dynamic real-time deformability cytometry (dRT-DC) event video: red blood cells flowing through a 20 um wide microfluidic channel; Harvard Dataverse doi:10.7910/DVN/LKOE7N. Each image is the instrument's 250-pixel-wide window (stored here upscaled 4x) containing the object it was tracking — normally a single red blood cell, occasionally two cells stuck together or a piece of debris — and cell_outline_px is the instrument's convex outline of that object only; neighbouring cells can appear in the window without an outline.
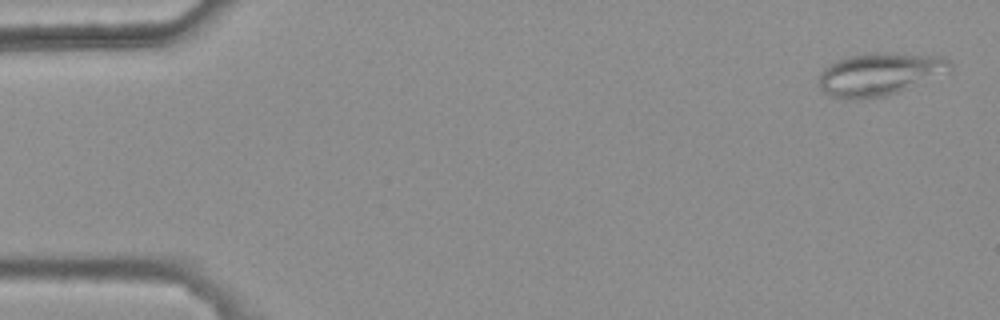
{"species": "common noctule bat (a hibernating species)", "species_latin": "Nyctalus noctula", "temperature_condition": "warm", "stored_images_in_passage": 10, "camera_frame_rate_fps": 3000, "um_per_image_px": 0.085, "animal": {"sex": "female", "body_mass_g": 25.1}, "frame": {"image": 1, "passage_image": 2, "time_ms": 0.333, "image_size_px": [1000, 320], "cell_outline_px": [[952, 68], [896, 92], [884, 96], [860, 100], [856, 100], [832, 96], [824, 92], [820, 88], [820, 72], [828, 64], [836, 60], [848, 56], [864, 52], [892, 52], [944, 56], [952, 64]], "centroid_in_image_um": [74.69, 6.26], "position_along_channel_um": 10.3, "area_um2": 32.37}}